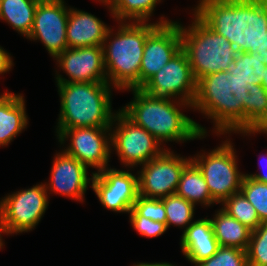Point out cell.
Here are the masks:
<instances>
[{
	"mask_svg": "<svg viewBox=\"0 0 267 266\" xmlns=\"http://www.w3.org/2000/svg\"><path fill=\"white\" fill-rule=\"evenodd\" d=\"M265 60L256 52H239L229 64L227 72L249 84H261Z\"/></svg>",
	"mask_w": 267,
	"mask_h": 266,
	"instance_id": "cell-26",
	"label": "cell"
},
{
	"mask_svg": "<svg viewBox=\"0 0 267 266\" xmlns=\"http://www.w3.org/2000/svg\"><path fill=\"white\" fill-rule=\"evenodd\" d=\"M181 49L179 22L172 21L158 25L145 40L139 73V88L160 71Z\"/></svg>",
	"mask_w": 267,
	"mask_h": 266,
	"instance_id": "cell-15",
	"label": "cell"
},
{
	"mask_svg": "<svg viewBox=\"0 0 267 266\" xmlns=\"http://www.w3.org/2000/svg\"><path fill=\"white\" fill-rule=\"evenodd\" d=\"M191 157H181L170 149L141 165L137 172L138 193L147 198L162 199L176 193L184 168Z\"/></svg>",
	"mask_w": 267,
	"mask_h": 266,
	"instance_id": "cell-10",
	"label": "cell"
},
{
	"mask_svg": "<svg viewBox=\"0 0 267 266\" xmlns=\"http://www.w3.org/2000/svg\"><path fill=\"white\" fill-rule=\"evenodd\" d=\"M37 5L36 0H0V20L27 37L33 26Z\"/></svg>",
	"mask_w": 267,
	"mask_h": 266,
	"instance_id": "cell-23",
	"label": "cell"
},
{
	"mask_svg": "<svg viewBox=\"0 0 267 266\" xmlns=\"http://www.w3.org/2000/svg\"><path fill=\"white\" fill-rule=\"evenodd\" d=\"M133 266H177L171 263H167V262H156V263H145V262H140L138 264H134Z\"/></svg>",
	"mask_w": 267,
	"mask_h": 266,
	"instance_id": "cell-38",
	"label": "cell"
},
{
	"mask_svg": "<svg viewBox=\"0 0 267 266\" xmlns=\"http://www.w3.org/2000/svg\"><path fill=\"white\" fill-rule=\"evenodd\" d=\"M111 128L110 127H76L64 129L58 136V142L64 146V151L83 163L87 168H95L98 173L108 168L111 155ZM70 138V139H68Z\"/></svg>",
	"mask_w": 267,
	"mask_h": 266,
	"instance_id": "cell-11",
	"label": "cell"
},
{
	"mask_svg": "<svg viewBox=\"0 0 267 266\" xmlns=\"http://www.w3.org/2000/svg\"><path fill=\"white\" fill-rule=\"evenodd\" d=\"M247 84L227 71L208 74L196 83L191 109L211 119L217 135L244 131Z\"/></svg>",
	"mask_w": 267,
	"mask_h": 266,
	"instance_id": "cell-3",
	"label": "cell"
},
{
	"mask_svg": "<svg viewBox=\"0 0 267 266\" xmlns=\"http://www.w3.org/2000/svg\"><path fill=\"white\" fill-rule=\"evenodd\" d=\"M2 233L6 234V235H10L8 230H7V228H6V226L4 225V223H3V221H2V219L0 217V249H2L3 246H4V242H3V239H2L3 238L2 237V235H3Z\"/></svg>",
	"mask_w": 267,
	"mask_h": 266,
	"instance_id": "cell-37",
	"label": "cell"
},
{
	"mask_svg": "<svg viewBox=\"0 0 267 266\" xmlns=\"http://www.w3.org/2000/svg\"><path fill=\"white\" fill-rule=\"evenodd\" d=\"M110 128L111 147L126 168L146 164L167 149L161 147L162 144L152 134L136 125L120 109L116 111Z\"/></svg>",
	"mask_w": 267,
	"mask_h": 266,
	"instance_id": "cell-8",
	"label": "cell"
},
{
	"mask_svg": "<svg viewBox=\"0 0 267 266\" xmlns=\"http://www.w3.org/2000/svg\"><path fill=\"white\" fill-rule=\"evenodd\" d=\"M221 207L225 212L231 215L249 229L256 230L261 222L254 206L247 200L243 193L237 192L225 199Z\"/></svg>",
	"mask_w": 267,
	"mask_h": 266,
	"instance_id": "cell-28",
	"label": "cell"
},
{
	"mask_svg": "<svg viewBox=\"0 0 267 266\" xmlns=\"http://www.w3.org/2000/svg\"><path fill=\"white\" fill-rule=\"evenodd\" d=\"M210 220L219 246L247 250L252 232L251 229L233 218L222 208L217 210Z\"/></svg>",
	"mask_w": 267,
	"mask_h": 266,
	"instance_id": "cell-21",
	"label": "cell"
},
{
	"mask_svg": "<svg viewBox=\"0 0 267 266\" xmlns=\"http://www.w3.org/2000/svg\"><path fill=\"white\" fill-rule=\"evenodd\" d=\"M176 194L191 202L195 206L201 204L206 207L218 204L208 190L207 183L199 168L191 161L183 170Z\"/></svg>",
	"mask_w": 267,
	"mask_h": 266,
	"instance_id": "cell-22",
	"label": "cell"
},
{
	"mask_svg": "<svg viewBox=\"0 0 267 266\" xmlns=\"http://www.w3.org/2000/svg\"><path fill=\"white\" fill-rule=\"evenodd\" d=\"M132 208L140 216L164 223L166 225V212L164 203L161 199L147 198L138 195L137 200L133 203Z\"/></svg>",
	"mask_w": 267,
	"mask_h": 266,
	"instance_id": "cell-32",
	"label": "cell"
},
{
	"mask_svg": "<svg viewBox=\"0 0 267 266\" xmlns=\"http://www.w3.org/2000/svg\"><path fill=\"white\" fill-rule=\"evenodd\" d=\"M228 140L208 153L204 151L191 157V161L201 171L211 197L218 204L240 192L245 175L238 170L236 151Z\"/></svg>",
	"mask_w": 267,
	"mask_h": 266,
	"instance_id": "cell-7",
	"label": "cell"
},
{
	"mask_svg": "<svg viewBox=\"0 0 267 266\" xmlns=\"http://www.w3.org/2000/svg\"><path fill=\"white\" fill-rule=\"evenodd\" d=\"M246 252L249 266H267V222L251 232Z\"/></svg>",
	"mask_w": 267,
	"mask_h": 266,
	"instance_id": "cell-30",
	"label": "cell"
},
{
	"mask_svg": "<svg viewBox=\"0 0 267 266\" xmlns=\"http://www.w3.org/2000/svg\"><path fill=\"white\" fill-rule=\"evenodd\" d=\"M196 266H249L245 250L219 246L216 253Z\"/></svg>",
	"mask_w": 267,
	"mask_h": 266,
	"instance_id": "cell-31",
	"label": "cell"
},
{
	"mask_svg": "<svg viewBox=\"0 0 267 266\" xmlns=\"http://www.w3.org/2000/svg\"><path fill=\"white\" fill-rule=\"evenodd\" d=\"M54 60L68 76L56 71V83L107 82L102 46L67 48Z\"/></svg>",
	"mask_w": 267,
	"mask_h": 266,
	"instance_id": "cell-16",
	"label": "cell"
},
{
	"mask_svg": "<svg viewBox=\"0 0 267 266\" xmlns=\"http://www.w3.org/2000/svg\"><path fill=\"white\" fill-rule=\"evenodd\" d=\"M38 2H65L64 0H36Z\"/></svg>",
	"mask_w": 267,
	"mask_h": 266,
	"instance_id": "cell-41",
	"label": "cell"
},
{
	"mask_svg": "<svg viewBox=\"0 0 267 266\" xmlns=\"http://www.w3.org/2000/svg\"><path fill=\"white\" fill-rule=\"evenodd\" d=\"M54 156L50 180L44 183L47 193L54 192L84 202L88 184H92L94 173L88 177V168L64 150Z\"/></svg>",
	"mask_w": 267,
	"mask_h": 266,
	"instance_id": "cell-17",
	"label": "cell"
},
{
	"mask_svg": "<svg viewBox=\"0 0 267 266\" xmlns=\"http://www.w3.org/2000/svg\"><path fill=\"white\" fill-rule=\"evenodd\" d=\"M244 131H267V91L261 84H247Z\"/></svg>",
	"mask_w": 267,
	"mask_h": 266,
	"instance_id": "cell-24",
	"label": "cell"
},
{
	"mask_svg": "<svg viewBox=\"0 0 267 266\" xmlns=\"http://www.w3.org/2000/svg\"><path fill=\"white\" fill-rule=\"evenodd\" d=\"M163 18L156 23L120 21L114 35L110 28L102 47L107 83L112 87L125 91L139 88L145 40L158 25L172 22Z\"/></svg>",
	"mask_w": 267,
	"mask_h": 266,
	"instance_id": "cell-4",
	"label": "cell"
},
{
	"mask_svg": "<svg viewBox=\"0 0 267 266\" xmlns=\"http://www.w3.org/2000/svg\"><path fill=\"white\" fill-rule=\"evenodd\" d=\"M261 156L264 157V155H261ZM266 161H267V159H266ZM245 175L258 181V182L267 183V174L266 173L261 174V172H260V173H256V174L254 173V174H245Z\"/></svg>",
	"mask_w": 267,
	"mask_h": 266,
	"instance_id": "cell-36",
	"label": "cell"
},
{
	"mask_svg": "<svg viewBox=\"0 0 267 266\" xmlns=\"http://www.w3.org/2000/svg\"><path fill=\"white\" fill-rule=\"evenodd\" d=\"M260 58L265 60V65H267V32L265 33L260 48H257Z\"/></svg>",
	"mask_w": 267,
	"mask_h": 266,
	"instance_id": "cell-35",
	"label": "cell"
},
{
	"mask_svg": "<svg viewBox=\"0 0 267 266\" xmlns=\"http://www.w3.org/2000/svg\"><path fill=\"white\" fill-rule=\"evenodd\" d=\"M48 197L44 183L3 197L0 201V217L9 234L32 231L48 208Z\"/></svg>",
	"mask_w": 267,
	"mask_h": 266,
	"instance_id": "cell-9",
	"label": "cell"
},
{
	"mask_svg": "<svg viewBox=\"0 0 267 266\" xmlns=\"http://www.w3.org/2000/svg\"><path fill=\"white\" fill-rule=\"evenodd\" d=\"M161 200L164 203L166 212L167 229L174 225L183 228L185 231L192 224L191 221H193L196 206L176 193Z\"/></svg>",
	"mask_w": 267,
	"mask_h": 266,
	"instance_id": "cell-27",
	"label": "cell"
},
{
	"mask_svg": "<svg viewBox=\"0 0 267 266\" xmlns=\"http://www.w3.org/2000/svg\"><path fill=\"white\" fill-rule=\"evenodd\" d=\"M22 94L6 91L0 96V146H7L29 123Z\"/></svg>",
	"mask_w": 267,
	"mask_h": 266,
	"instance_id": "cell-20",
	"label": "cell"
},
{
	"mask_svg": "<svg viewBox=\"0 0 267 266\" xmlns=\"http://www.w3.org/2000/svg\"><path fill=\"white\" fill-rule=\"evenodd\" d=\"M12 66H14V63L10 53L0 46V74L9 72Z\"/></svg>",
	"mask_w": 267,
	"mask_h": 266,
	"instance_id": "cell-34",
	"label": "cell"
},
{
	"mask_svg": "<svg viewBox=\"0 0 267 266\" xmlns=\"http://www.w3.org/2000/svg\"><path fill=\"white\" fill-rule=\"evenodd\" d=\"M236 133H240V134H242V135H246V136L248 135V136H250V135H252V134L254 135L255 133H257V134H258V133H259V134H260V133H263V134L265 133V134H267V131H240V132H236Z\"/></svg>",
	"mask_w": 267,
	"mask_h": 266,
	"instance_id": "cell-40",
	"label": "cell"
},
{
	"mask_svg": "<svg viewBox=\"0 0 267 266\" xmlns=\"http://www.w3.org/2000/svg\"><path fill=\"white\" fill-rule=\"evenodd\" d=\"M133 100L121 111L136 125L143 127L161 144L164 142L184 143L194 139H203L207 130L199 123L185 115L183 107L192 105L180 100L154 97L140 88H131Z\"/></svg>",
	"mask_w": 267,
	"mask_h": 266,
	"instance_id": "cell-2",
	"label": "cell"
},
{
	"mask_svg": "<svg viewBox=\"0 0 267 266\" xmlns=\"http://www.w3.org/2000/svg\"><path fill=\"white\" fill-rule=\"evenodd\" d=\"M196 83L187 54L181 49L140 89L150 96L178 99L192 105Z\"/></svg>",
	"mask_w": 267,
	"mask_h": 266,
	"instance_id": "cell-12",
	"label": "cell"
},
{
	"mask_svg": "<svg viewBox=\"0 0 267 266\" xmlns=\"http://www.w3.org/2000/svg\"><path fill=\"white\" fill-rule=\"evenodd\" d=\"M240 191L256 209L260 222H267V183L244 175Z\"/></svg>",
	"mask_w": 267,
	"mask_h": 266,
	"instance_id": "cell-29",
	"label": "cell"
},
{
	"mask_svg": "<svg viewBox=\"0 0 267 266\" xmlns=\"http://www.w3.org/2000/svg\"><path fill=\"white\" fill-rule=\"evenodd\" d=\"M91 187L104 208L129 213L137 200L138 176L128 169L105 168L94 173Z\"/></svg>",
	"mask_w": 267,
	"mask_h": 266,
	"instance_id": "cell-13",
	"label": "cell"
},
{
	"mask_svg": "<svg viewBox=\"0 0 267 266\" xmlns=\"http://www.w3.org/2000/svg\"><path fill=\"white\" fill-rule=\"evenodd\" d=\"M129 220L132 227L141 235L147 238L158 237L164 234L168 229L164 223L147 219L140 216L133 208H131Z\"/></svg>",
	"mask_w": 267,
	"mask_h": 266,
	"instance_id": "cell-33",
	"label": "cell"
},
{
	"mask_svg": "<svg viewBox=\"0 0 267 266\" xmlns=\"http://www.w3.org/2000/svg\"><path fill=\"white\" fill-rule=\"evenodd\" d=\"M261 85L265 88V90L267 91V65L264 69V72H263V79H262V82H261Z\"/></svg>",
	"mask_w": 267,
	"mask_h": 266,
	"instance_id": "cell-39",
	"label": "cell"
},
{
	"mask_svg": "<svg viewBox=\"0 0 267 266\" xmlns=\"http://www.w3.org/2000/svg\"><path fill=\"white\" fill-rule=\"evenodd\" d=\"M70 7L65 2H38L30 34L31 41H41L53 59L67 47L66 28Z\"/></svg>",
	"mask_w": 267,
	"mask_h": 266,
	"instance_id": "cell-14",
	"label": "cell"
},
{
	"mask_svg": "<svg viewBox=\"0 0 267 266\" xmlns=\"http://www.w3.org/2000/svg\"><path fill=\"white\" fill-rule=\"evenodd\" d=\"M187 28L180 25L182 49L186 52L196 82L208 75L227 71L236 58V48L224 36L206 26L195 14Z\"/></svg>",
	"mask_w": 267,
	"mask_h": 266,
	"instance_id": "cell-6",
	"label": "cell"
},
{
	"mask_svg": "<svg viewBox=\"0 0 267 266\" xmlns=\"http://www.w3.org/2000/svg\"><path fill=\"white\" fill-rule=\"evenodd\" d=\"M219 247L210 218L193 221L183 231L180 248L185 258L195 266L214 255Z\"/></svg>",
	"mask_w": 267,
	"mask_h": 266,
	"instance_id": "cell-19",
	"label": "cell"
},
{
	"mask_svg": "<svg viewBox=\"0 0 267 266\" xmlns=\"http://www.w3.org/2000/svg\"><path fill=\"white\" fill-rule=\"evenodd\" d=\"M194 14L237 52H256L267 32V0H199Z\"/></svg>",
	"mask_w": 267,
	"mask_h": 266,
	"instance_id": "cell-1",
	"label": "cell"
},
{
	"mask_svg": "<svg viewBox=\"0 0 267 266\" xmlns=\"http://www.w3.org/2000/svg\"><path fill=\"white\" fill-rule=\"evenodd\" d=\"M110 28L91 13L71 7L66 28L67 47L103 46Z\"/></svg>",
	"mask_w": 267,
	"mask_h": 266,
	"instance_id": "cell-18",
	"label": "cell"
},
{
	"mask_svg": "<svg viewBox=\"0 0 267 266\" xmlns=\"http://www.w3.org/2000/svg\"><path fill=\"white\" fill-rule=\"evenodd\" d=\"M107 5L112 17L120 21L148 22L161 0H97Z\"/></svg>",
	"mask_w": 267,
	"mask_h": 266,
	"instance_id": "cell-25",
	"label": "cell"
},
{
	"mask_svg": "<svg viewBox=\"0 0 267 266\" xmlns=\"http://www.w3.org/2000/svg\"><path fill=\"white\" fill-rule=\"evenodd\" d=\"M60 113L56 125L58 136L64 129L76 127H111V85L107 82L57 83Z\"/></svg>",
	"mask_w": 267,
	"mask_h": 266,
	"instance_id": "cell-5",
	"label": "cell"
}]
</instances>
